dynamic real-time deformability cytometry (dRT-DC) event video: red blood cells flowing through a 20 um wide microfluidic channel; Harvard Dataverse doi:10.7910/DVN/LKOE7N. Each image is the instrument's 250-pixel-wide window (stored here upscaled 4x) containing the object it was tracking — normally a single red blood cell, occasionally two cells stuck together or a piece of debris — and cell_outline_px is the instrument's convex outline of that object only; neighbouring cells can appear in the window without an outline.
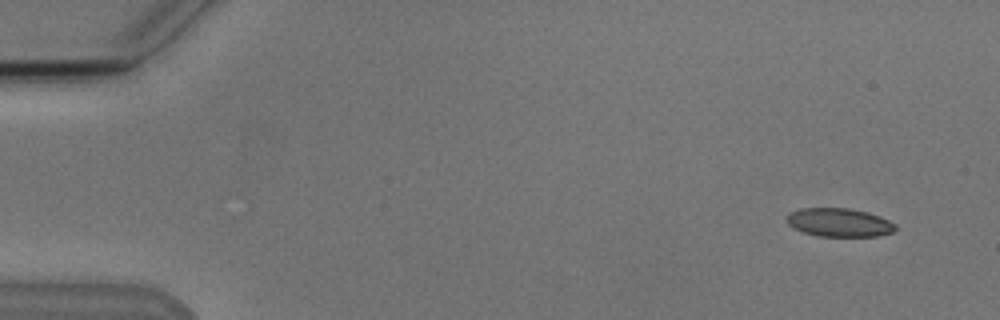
{"species": "Egyptian fruit bat (a non-hibernating species)", "species_latin": "Rousettus aegyptiacus", "temperature_condition": "cold", "stored_images_in_passage": 4, "camera_frame_rate_fps": 3000, "um_per_image_px": 0.085, "animal": {"sex": "male"}, "frame": {"image": 1, "passage_image": 1, "time_ms": 0.0, "image_size_px": [1000, 320], "cell_outline_px": [[896, 228], [892, 232], [880, 236], [816, 236], [792, 228], [784, 220], [784, 216], [788, 212], [800, 208], [848, 208], [880, 216], [896, 224]], "centroid_in_image_um": [71.26, 18.91], "position_along_channel_um": 13.7, "area_um2": 18.26}}